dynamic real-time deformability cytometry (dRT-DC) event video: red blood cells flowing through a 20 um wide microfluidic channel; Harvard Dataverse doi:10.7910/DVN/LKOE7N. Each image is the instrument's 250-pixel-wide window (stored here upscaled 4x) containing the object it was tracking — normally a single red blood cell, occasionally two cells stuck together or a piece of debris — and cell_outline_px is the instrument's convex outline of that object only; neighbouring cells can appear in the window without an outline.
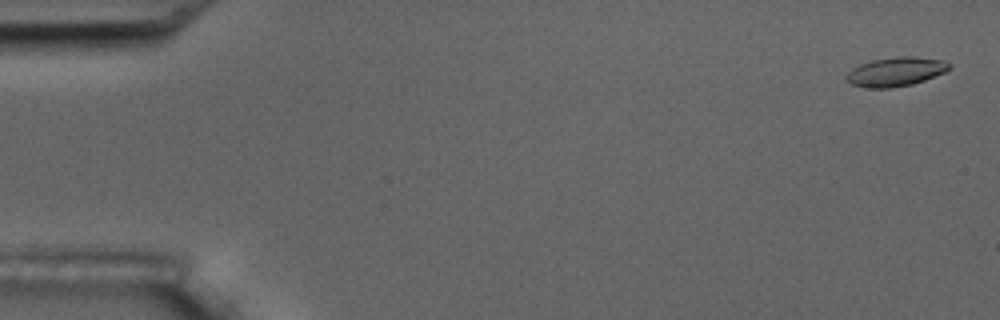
{"species": "common noctule bat (a hibernating species)", "species_latin": "Nyctalus noctula", "temperature_condition": "room temperature", "stored_images_in_passage": 6, "camera_frame_rate_fps": 3000, "um_per_image_px": 0.085, "animal": {"sex": "male", "body_mass_g": 17.5, "forearm_length_mm": 52.3}, "frame": {"image": 1, "passage_image": 1, "time_ms": 0.0, "image_size_px": [1000, 320], "cell_outline_px": [[952, 68], [944, 72], [924, 80], [912, 84], [892, 88], [864, 88], [852, 84], [844, 76], [852, 68], [860, 64], [872, 60], [900, 56], [912, 56], [944, 60], [952, 64]], "centroid_in_image_um": [76.15, 6.09], "position_along_channel_um": 8.9, "area_um2": 17.51}}
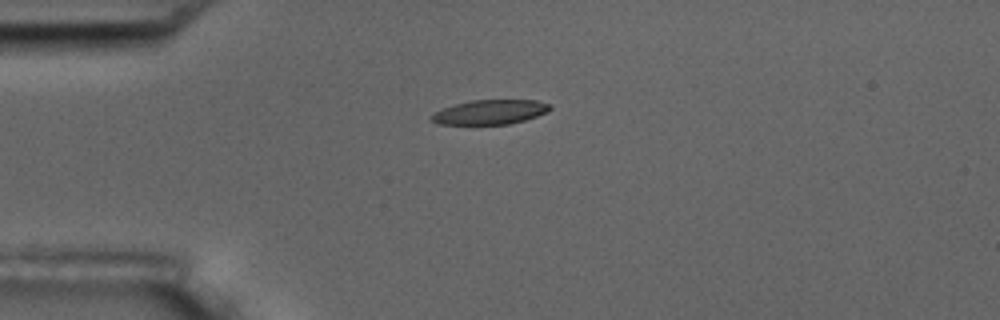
{"frame": {"image": 2, "passage_image": 4, "time_ms": 4.333, "image_size_px": [1000, 320], "cell_outline_px": [[552, 108], [548, 112], [524, 120], [508, 124], [436, 124], [432, 120], [432, 116], [436, 112], [444, 108], [456, 104], [472, 100], [536, 100], [552, 104]], "centroid_in_image_um": [41.72, 9.52], "position_along_channel_um": 43.3, "area_um2": 16.76}}